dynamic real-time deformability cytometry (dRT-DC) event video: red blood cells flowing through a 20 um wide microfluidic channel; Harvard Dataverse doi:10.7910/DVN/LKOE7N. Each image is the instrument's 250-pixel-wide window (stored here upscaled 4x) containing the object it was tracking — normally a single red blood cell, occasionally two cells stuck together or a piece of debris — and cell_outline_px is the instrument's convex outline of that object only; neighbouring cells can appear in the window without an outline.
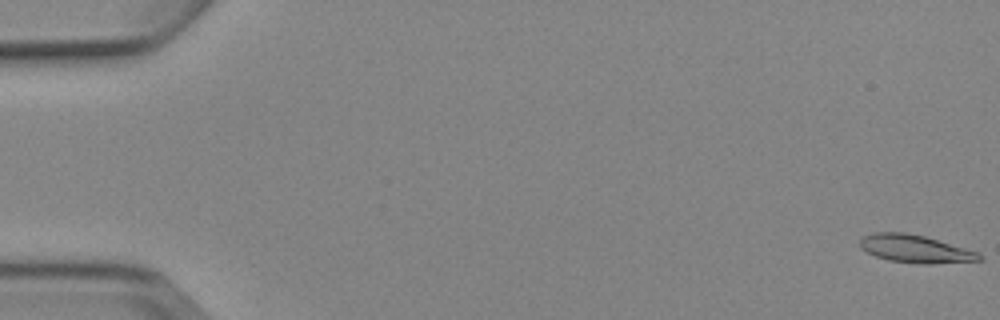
{"species": "Egyptian fruit bat (a non-hibernating species)", "species_latin": "Rousettus aegyptiacus", "temperature_condition": "cold", "stored_images_in_passage": 5, "camera_frame_rate_fps": 3000, "um_per_image_px": 0.085, "animal": {"sex": "female"}, "frame": {"image": 1, "passage_image": 1, "time_ms": 0.0, "image_size_px": [1000, 320], "cell_outline_px": [[984, 260], [932, 264], [920, 264], [888, 260], [876, 256], [860, 248], [860, 240], [864, 236], [872, 232], [904, 232], [924, 236], [980, 252], [984, 256]], "centroid_in_image_um": [77.84, 21.16], "position_along_channel_um": 7.2, "area_um2": 19.48}}